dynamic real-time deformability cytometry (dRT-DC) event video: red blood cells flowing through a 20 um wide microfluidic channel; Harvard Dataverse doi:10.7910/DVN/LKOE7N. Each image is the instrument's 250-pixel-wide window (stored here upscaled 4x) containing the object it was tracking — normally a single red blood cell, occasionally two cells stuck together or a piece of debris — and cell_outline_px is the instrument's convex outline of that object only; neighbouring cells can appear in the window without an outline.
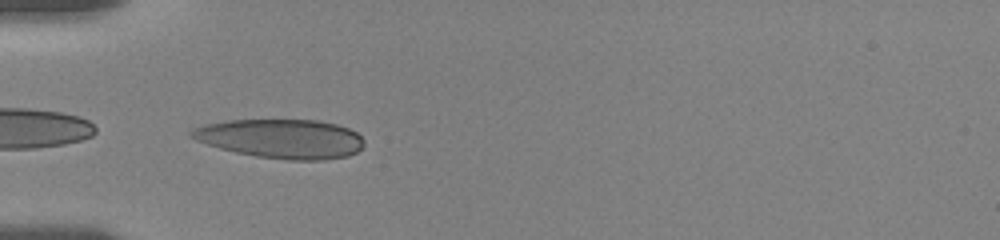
{"species": "human", "species_latin": "Homo sapiens", "temperature_condition": "room temperature", "stored_images_in_passage": 30, "camera_frame_rate_fps": 3000, "um_per_image_px": 0.085, "donor": {"sex": "female"}, "frame": {"image": 1, "passage_image": 10, "time_ms": 5.333, "image_size_px": [1000, 240], "cell_outline_px": [[364, 144], [356, 152], [348, 156], [324, 160], [288, 160], [256, 156], [236, 152], [220, 148], [196, 140], [188, 136], [188, 132], [192, 128], [204, 124], [228, 120], [320, 120], [336, 124], [348, 128], [356, 132], [364, 140]], "centroid_in_image_um": [23.88, 11.78], "position_along_channel_um": 61.1, "area_um2": 39.54}}
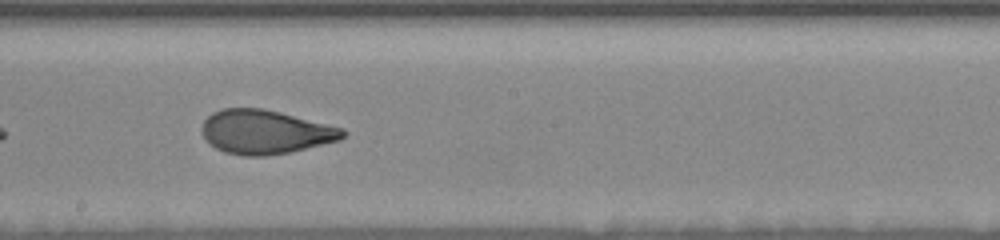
{"frame": {"image": 2, "passage_image": 16, "time_ms": 10.0, "image_size_px": [1000, 240], "cell_outline_px": [[348, 132], [340, 140], [292, 152], [264, 156], [244, 156], [224, 152], [216, 148], [204, 136], [200, 128], [204, 120], [212, 112], [224, 108], [264, 108], [344, 128]], "centroid_in_image_um": [22.57, 11.21], "position_along_channel_um": 225.6, "area_um2": 36.24}}
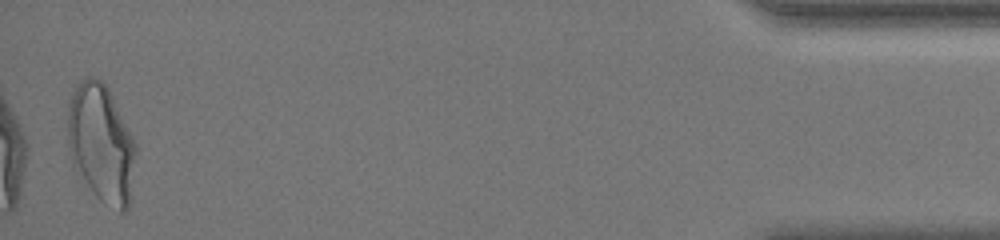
{"frame": {"image": 3, "passage_image": 29, "time_ms": 17.667, "image_size_px": [1000, 240], "cell_outline_px": [[136, 152], [128, 208], [124, 212], [120, 212], [104, 204], [92, 192], [72, 164], [68, 148], [68, 108], [72, 92], [76, 84], [84, 76], [92, 76], [100, 80], [108, 88], [136, 144]], "centroid_in_image_um": [8.58, 12.18], "position_along_channel_um": 426.6, "area_um2": 46.76}, "authors_computed_cell_mechanics": {"area_um2": 39.4196, "velocity_mm_per_s": 3.6241, "shape_relaxation_time_tau1_ms": 4.7323, "shape_relaxation_time_tau2_ms": 1.3353, "deformation_change_tau1": 0.1823, "deformation_change_tau2": 0.0769}}